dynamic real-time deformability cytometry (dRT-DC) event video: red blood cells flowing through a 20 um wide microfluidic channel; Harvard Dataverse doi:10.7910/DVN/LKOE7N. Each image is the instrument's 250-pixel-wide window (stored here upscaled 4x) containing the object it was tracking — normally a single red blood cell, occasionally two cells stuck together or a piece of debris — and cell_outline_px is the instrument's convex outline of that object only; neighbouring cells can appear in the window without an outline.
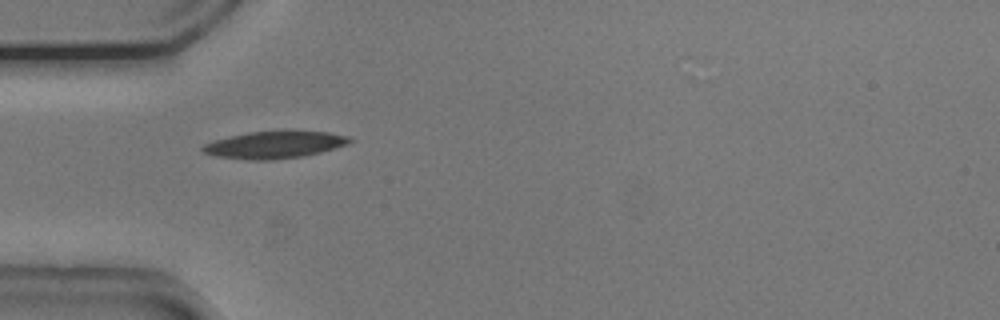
{"species": "common noctule bat (a hibernating species)", "species_latin": "Nyctalus noctula", "temperature_condition": "cold", "stored_images_in_passage": 36, "camera_frame_rate_fps": 3000, "um_per_image_px": 0.085, "animal": {"sex": "male", "body_mass_g": 20.5, "forearm_length_mm": 52.5}, "frame": {"image": 1, "passage_image": 1, "time_ms": 0.0, "image_size_px": [1000, 320], "cell_outline_px": [[352, 140], [348, 144], [320, 152], [304, 156], [272, 160], [248, 160], [216, 156], [204, 152], [200, 148], [204, 144], [212, 140], [248, 132], [284, 128], [328, 132], [348, 136]], "centroid_in_image_um": [23.34, 12.26], "position_along_channel_um": 61.7, "area_um2": 24.04}}
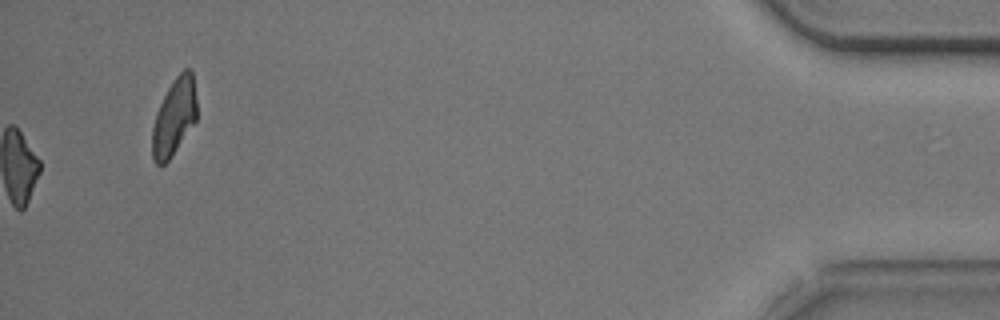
{"frame": {"image": 2, "passage_image": 36, "time_ms": 11.667, "image_size_px": [1000, 320], "cell_outline_px": [[196, 120], [168, 160], [164, 164], [156, 164], [152, 160], [152, 128], [156, 112], [168, 88], [176, 76], [184, 68], [188, 68], [192, 72], [196, 100]], "centroid_in_image_um": [14.78, 9.94], "position_along_channel_um": 420.4, "area_um2": 19.65}, "authors_computed_cell_mechanics": {"area_um2": 19.2763, "velocity_mm_per_s": 3.7511, "shape_relaxation_time_tau1_ms": 4.786, "shape_relaxation_time_tau2_ms": 9.1924, "deformation_change_tau1": 0.1358, "deformation_change_tau2": 0.2289}}